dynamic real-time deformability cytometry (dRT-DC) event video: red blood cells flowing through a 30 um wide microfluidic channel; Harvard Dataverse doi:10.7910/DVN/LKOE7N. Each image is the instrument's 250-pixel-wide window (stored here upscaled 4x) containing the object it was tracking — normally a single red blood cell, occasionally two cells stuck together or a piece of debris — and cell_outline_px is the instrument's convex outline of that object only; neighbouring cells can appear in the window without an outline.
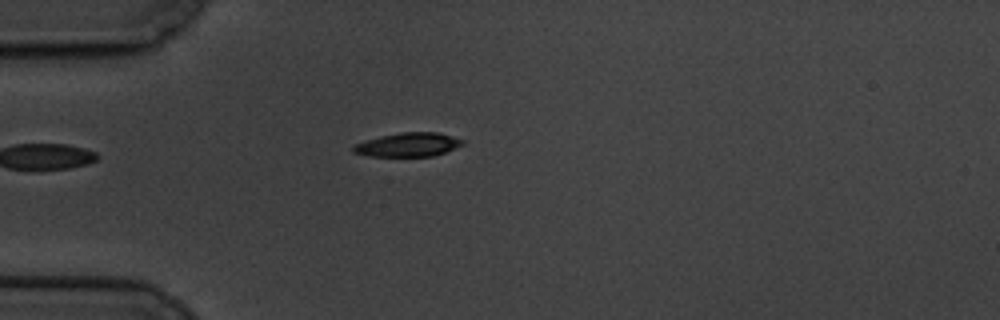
{"species": "common noctule bat (a hibernating species)", "species_latin": "Nyctalus noctula", "temperature_condition": "cold", "stored_images_in_passage": 45, "camera_frame_rate_fps": 3000, "um_per_image_px": 0.085, "animal": {"sex": "male", "body_mass_g": 19.5, "forearm_length_mm": 54.6}, "frame": {"image": 1, "passage_image": 1, "time_ms": 0.0, "image_size_px": [1000, 320], "cell_outline_px": [[464, 144], [444, 152], [432, 156], [368, 156], [352, 152], [352, 148], [356, 144], [380, 136], [400, 132], [436, 132], [464, 140]], "centroid_in_image_um": [34.68, 12.3], "position_along_channel_um": 50.3, "area_um2": 14.97}}
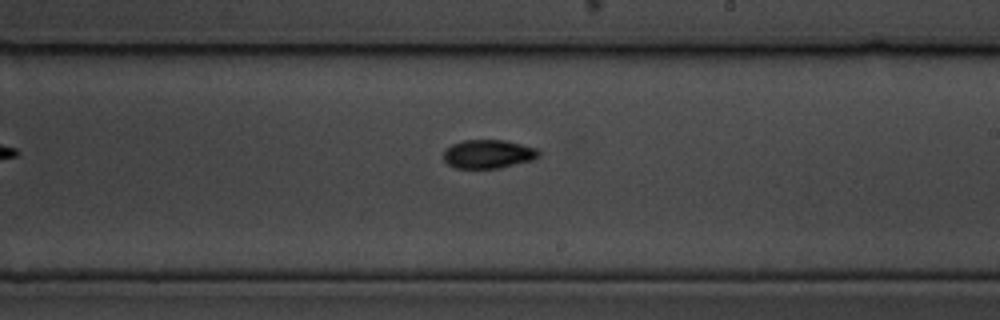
{"frame": {"image": 2, "passage_image": 20, "time_ms": 6.333, "image_size_px": [1000, 320], "cell_outline_px": [[540, 156], [532, 160], [500, 168], [456, 168], [448, 164], [444, 160], [444, 152], [452, 144], [464, 140], [504, 140], [536, 148], [540, 152]], "centroid_in_image_um": [41.51, 13.09], "position_along_channel_um": 247.5, "area_um2": 15.78}}
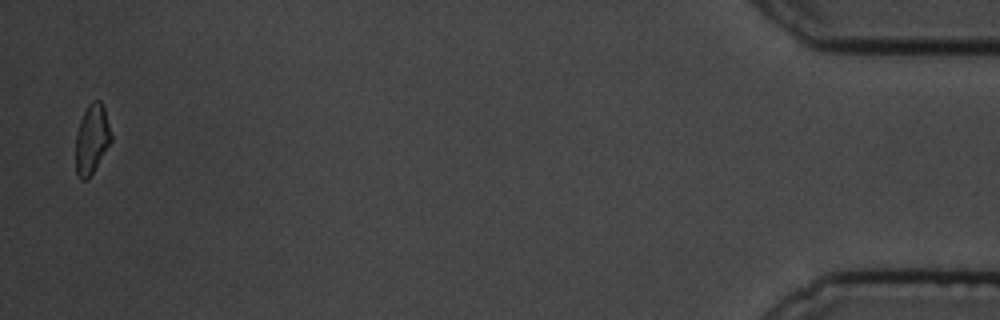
{"frame": {"image": 3, "passage_image": 44, "time_ms": 14.333, "image_size_px": [1000, 320], "cell_outline_px": [[112, 140], [88, 180], [80, 180], [76, 172], [76, 132], [80, 120], [88, 104], [92, 100], [100, 100], [104, 108], [112, 136]], "centroid_in_image_um": [7.8, 11.83], "position_along_channel_um": 427.4, "area_um2": 14.33}, "authors_computed_cell_mechanics": {"area_um2": 15.5482, "velocity_mm_per_s": 3.319, "shape_relaxation_time_tau1_ms": 2.5885, "shape_relaxation_time_tau2_ms": 5.8282, "deformation_change_tau1": 0.1099, "deformation_change_tau2": 0.1132}}